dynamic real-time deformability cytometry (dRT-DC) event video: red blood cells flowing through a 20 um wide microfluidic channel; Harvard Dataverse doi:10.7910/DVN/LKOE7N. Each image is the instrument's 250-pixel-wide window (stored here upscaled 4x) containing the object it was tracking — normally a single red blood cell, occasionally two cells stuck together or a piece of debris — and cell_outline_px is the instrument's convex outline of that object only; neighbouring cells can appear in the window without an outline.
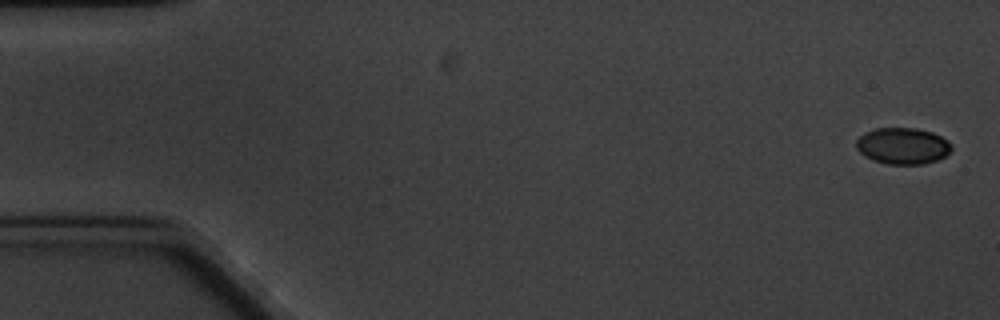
{"species": "common noctule bat (a hibernating species)", "species_latin": "Nyctalus noctula", "temperature_condition": "cold", "stored_images_in_passage": 8, "camera_frame_rate_fps": 3000, "um_per_image_px": 0.085, "animal": {"sex": "male", "body_mass_g": 20.1, "forearm_length_mm": 53.5}, "frame": {"image": 1, "passage_image": 1, "time_ms": 0.0, "image_size_px": [1000, 320], "cell_outline_px": [[952, 148], [944, 156], [936, 160], [924, 164], [888, 164], [872, 160], [864, 156], [856, 148], [856, 140], [860, 136], [876, 128], [916, 128], [932, 132], [948, 140]], "centroid_in_image_um": [76.72, 12.4], "position_along_channel_um": 8.3, "area_um2": 20.11}}
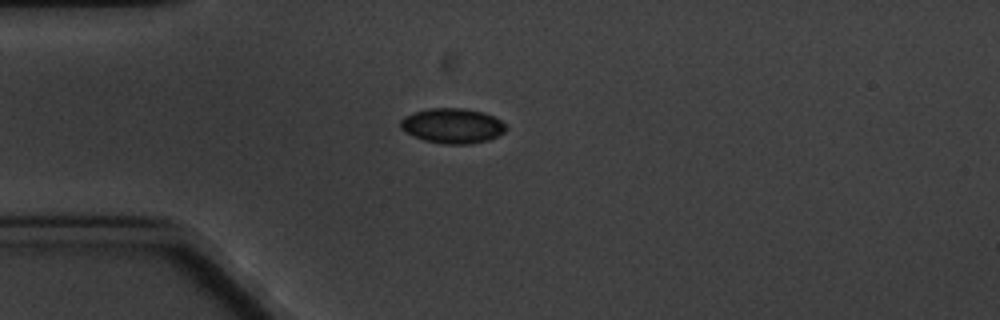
{"frame": {"image": 2, "passage_image": 5, "time_ms": 4.667, "image_size_px": [1000, 320], "cell_outline_px": [[508, 128], [504, 132], [488, 140], [468, 144], [444, 144], [424, 140], [400, 128], [400, 120], [404, 116], [428, 108], [464, 108], [484, 112], [500, 120]], "centroid_in_image_um": [38.47, 10.68], "position_along_channel_um": 46.5, "area_um2": 21.33}}